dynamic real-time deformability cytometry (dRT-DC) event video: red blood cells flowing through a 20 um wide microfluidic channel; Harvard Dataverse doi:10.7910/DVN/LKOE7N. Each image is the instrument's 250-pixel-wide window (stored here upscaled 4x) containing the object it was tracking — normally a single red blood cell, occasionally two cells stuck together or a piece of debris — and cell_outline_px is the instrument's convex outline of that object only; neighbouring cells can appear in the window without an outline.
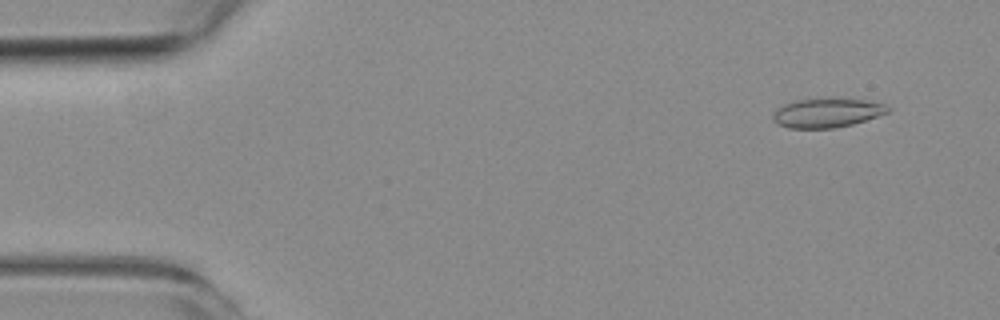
{"species": "common noctule bat (a hibernating species)", "species_latin": "Nyctalus noctula", "temperature_condition": "room temperature", "stored_images_in_passage": 5, "camera_frame_rate_fps": 3000, "um_per_image_px": 0.085, "animal": {"sex": "female", "body_mass_g": 19.3, "forearm_length_mm": 54.1}, "frame": {"image": 1, "passage_image": 1, "time_ms": 0.0, "image_size_px": [1000, 320], "cell_outline_px": [[892, 108], [888, 112], [852, 124], [836, 128], [788, 128], [776, 124], [772, 120], [772, 112], [776, 108], [784, 104], [796, 100], [832, 96], [840, 96], [864, 100], [884, 104]], "centroid_in_image_um": [70.25, 9.55], "position_along_channel_um": 14.8, "area_um2": 20.23}}